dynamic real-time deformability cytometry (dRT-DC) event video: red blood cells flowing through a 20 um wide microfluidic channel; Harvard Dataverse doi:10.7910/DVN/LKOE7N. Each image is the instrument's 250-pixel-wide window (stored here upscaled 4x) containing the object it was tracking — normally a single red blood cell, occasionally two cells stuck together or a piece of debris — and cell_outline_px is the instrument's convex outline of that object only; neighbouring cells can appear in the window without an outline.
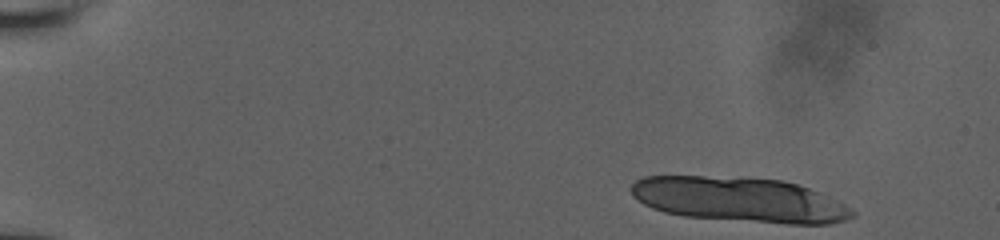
{"species": "human", "species_latin": "Homo sapiens", "temperature_condition": "room temperature", "stored_images_in_passage": 13, "camera_frame_rate_fps": 3000, "um_per_image_px": 0.085, "donor": {"sex": "male"}, "frame": {"image": 1, "passage_image": 1, "time_ms": 0.0, "image_size_px": [1000, 240], "cell_outline_px": [[856, 216], [844, 220], [828, 224], [788, 224], [684, 216], [664, 212], [652, 208], [644, 204], [632, 196], [632, 184], [636, 180], [644, 176], [704, 176], [784, 180], [808, 188], [828, 196], [844, 204], [856, 212]], "centroid_in_image_um": [62.86, 16.97], "position_along_channel_um": 22.1, "area_um2": 57.45}}